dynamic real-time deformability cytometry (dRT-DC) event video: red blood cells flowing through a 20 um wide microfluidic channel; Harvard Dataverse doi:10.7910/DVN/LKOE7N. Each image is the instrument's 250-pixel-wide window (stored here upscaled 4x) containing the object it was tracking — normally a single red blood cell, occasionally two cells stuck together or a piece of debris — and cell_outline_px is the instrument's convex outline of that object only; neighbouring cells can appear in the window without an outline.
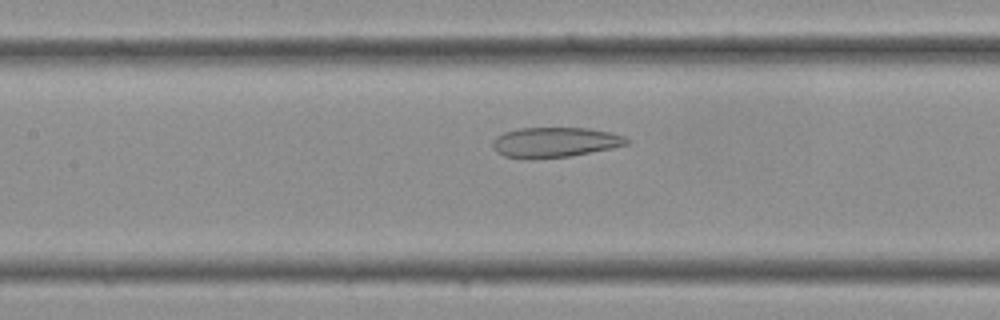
{"species": "Egyptian fruit bat (a non-hibernating species)", "species_latin": "Rousettus aegyptiacus", "temperature_condition": "cold", "stored_images_in_passage": 31, "camera_frame_rate_fps": 3000, "um_per_image_px": 0.085, "frame": {"image": 1, "passage_image": 11, "time_ms": 3.333, "image_size_px": [1000, 320], "cell_outline_px": [[628, 144], [612, 148], [572, 156], [532, 160], [524, 160], [504, 156], [496, 152], [492, 148], [492, 140], [496, 136], [504, 132], [520, 128], [588, 128], [612, 132], [624, 136], [628, 140]], "centroid_in_image_um": [47.11, 12.11], "position_along_channel_um": 160.3, "area_um2": 23.99}}
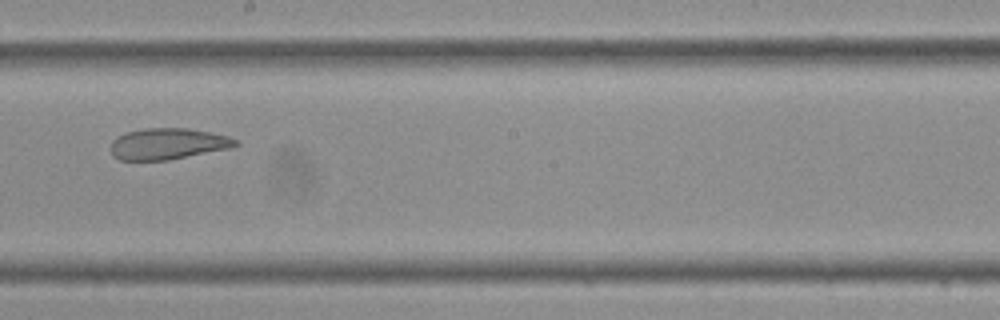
{"frame": {"image": 2, "passage_image": 15, "time_ms": 4.667, "image_size_px": [1000, 320], "cell_outline_px": [[240, 144], [228, 148], [168, 160], [120, 160], [112, 156], [112, 140], [128, 132], [144, 128], [188, 128], [228, 136], [236, 140]], "centroid_in_image_um": [14.25, 12.22], "position_along_channel_um": 233.9, "area_um2": 22.37}}
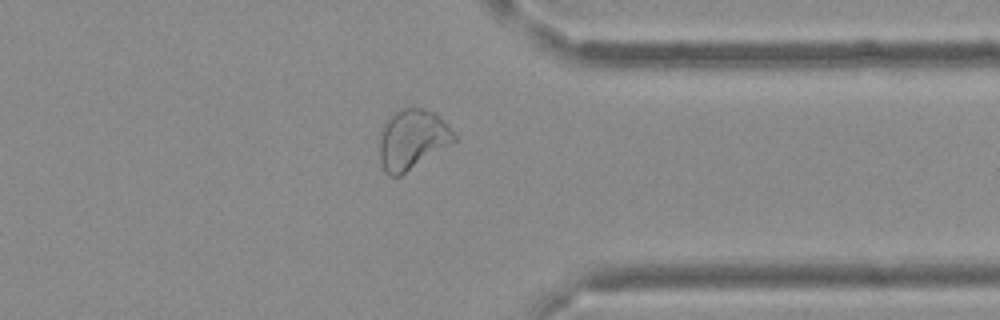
{"frame": {"image": 3, "passage_image": 23, "time_ms": 7.333, "image_size_px": [1000, 320], "cell_outline_px": [[460, 140], [400, 176], [388, 176], [384, 172], [380, 164], [380, 132], [384, 124], [396, 112], [404, 108], [420, 108], [432, 112]], "centroid_in_image_um": [35.03, 11.91], "position_along_channel_um": 376.4, "area_um2": 25.84}}